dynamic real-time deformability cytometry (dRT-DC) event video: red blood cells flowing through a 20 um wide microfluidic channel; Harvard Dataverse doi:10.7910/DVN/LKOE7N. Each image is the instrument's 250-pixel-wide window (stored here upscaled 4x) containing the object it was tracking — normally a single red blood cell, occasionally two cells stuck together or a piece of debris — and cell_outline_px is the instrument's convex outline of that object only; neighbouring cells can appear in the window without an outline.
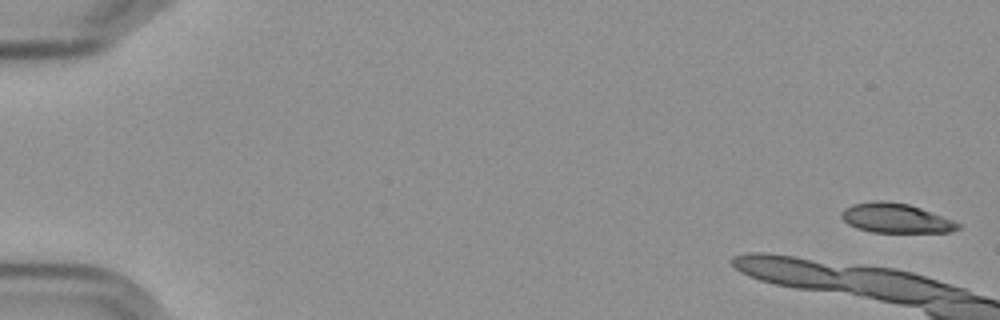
{"species": "Egyptian fruit bat (a non-hibernating species)", "species_latin": "Rousettus aegyptiacus", "temperature_condition": "cold", "stored_images_in_passage": 9, "camera_frame_rate_fps": 3000, "um_per_image_px": 0.085, "frame": {"image": 1, "passage_image": 1, "time_ms": 0.0, "image_size_px": [1000, 320], "cell_outline_px": [[960, 228], [948, 232], [872, 232], [856, 228], [848, 224], [840, 216], [840, 212], [844, 208], [852, 204], [872, 200], [884, 200], [908, 204], [920, 208], [952, 220], [960, 224]], "centroid_in_image_um": [76.07, 18.53], "position_along_channel_um": 8.9, "area_um2": 20.0}}